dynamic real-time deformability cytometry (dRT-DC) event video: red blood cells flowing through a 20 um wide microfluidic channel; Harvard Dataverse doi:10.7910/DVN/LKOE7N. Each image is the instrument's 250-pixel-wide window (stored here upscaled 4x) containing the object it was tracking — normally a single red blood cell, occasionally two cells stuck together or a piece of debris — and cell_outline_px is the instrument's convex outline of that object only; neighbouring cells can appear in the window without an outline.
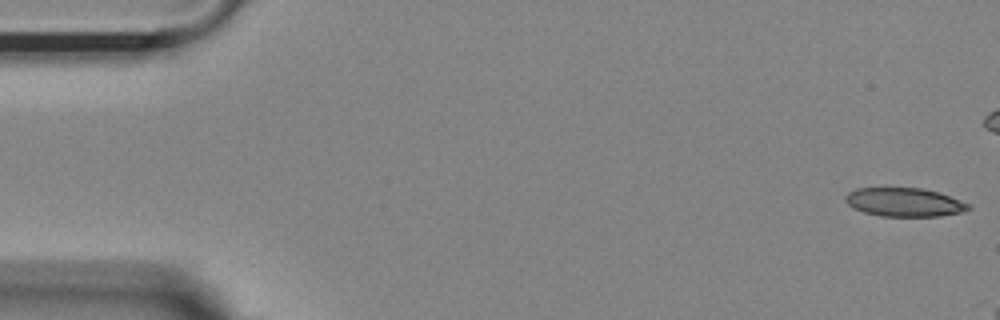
{"species": "Egyptian fruit bat (a non-hibernating species)", "species_latin": "Rousettus aegyptiacus", "temperature_condition": "room temperature", "stored_images_in_passage": 6, "camera_frame_rate_fps": 3000, "um_per_image_px": 0.085, "animal": {"sex": "female"}, "frame": {"image": 1, "passage_image": 1, "time_ms": 0.0, "image_size_px": [1000, 320], "cell_outline_px": [[972, 208], [960, 212], [940, 216], [880, 216], [864, 212], [848, 204], [844, 200], [844, 196], [848, 192], [856, 188], [920, 188], [936, 192], [948, 196], [968, 204]], "centroid_in_image_um": [76.81, 17.19], "position_along_channel_um": 8.2, "area_um2": 20.23}}